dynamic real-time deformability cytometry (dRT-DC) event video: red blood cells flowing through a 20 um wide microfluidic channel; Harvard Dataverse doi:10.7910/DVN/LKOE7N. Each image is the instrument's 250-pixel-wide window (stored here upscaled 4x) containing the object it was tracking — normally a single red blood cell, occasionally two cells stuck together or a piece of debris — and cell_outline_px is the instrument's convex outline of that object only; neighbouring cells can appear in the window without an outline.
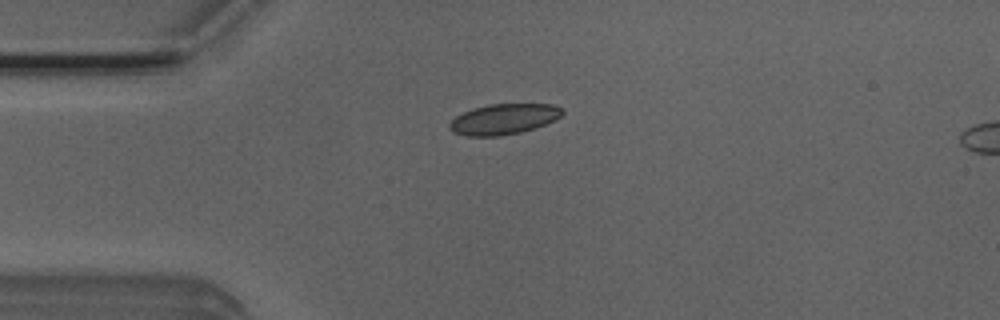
{"species": "Egyptian fruit bat (a non-hibernating species)", "species_latin": "Rousettus aegyptiacus", "temperature_condition": "room temperature", "stored_images_in_passage": 40, "camera_frame_rate_fps": 3000, "um_per_image_px": 0.085, "animal": {"sex": "male"}, "frame": {"image": 1, "passage_image": 1, "time_ms": 0.0, "image_size_px": [1000, 320], "cell_outline_px": [[564, 112], [556, 120], [536, 128], [520, 132], [500, 136], [468, 136], [452, 132], [448, 128], [448, 124], [456, 116], [472, 108], [488, 104], [552, 104], [564, 108]], "centroid_in_image_um": [42.83, 10.12], "position_along_channel_um": 42.2, "area_um2": 20.29}}
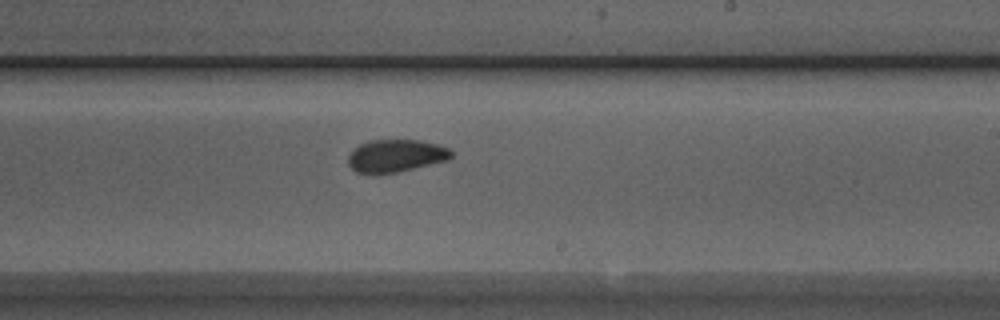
{"frame": {"image": 2, "passage_image": 19, "time_ms": 6.0, "image_size_px": [1000, 320], "cell_outline_px": [[452, 156], [448, 160], [396, 172], [376, 176], [356, 172], [348, 164], [348, 156], [352, 148], [368, 140], [420, 140], [436, 144], [448, 148], [452, 152]], "centroid_in_image_um": [33.58, 13.26], "position_along_channel_um": 255.4, "area_um2": 19.88}}
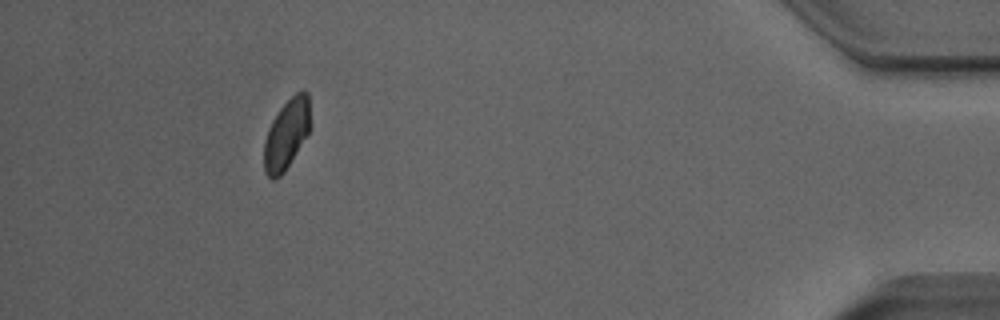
{"frame": {"image": 3, "passage_image": 36, "time_ms": 11.667, "image_size_px": [1000, 320], "cell_outline_px": [[308, 132], [284, 172], [276, 180], [272, 180], [264, 172], [264, 140], [268, 128], [272, 120], [280, 108], [296, 92], [304, 88], [308, 92]], "centroid_in_image_um": [24.31, 11.42], "position_along_channel_um": 410.9, "area_um2": 18.5}, "authors_computed_cell_mechanics": {"area_um2": 19.8543, "velocity_mm_per_s": 3.8953, "shape_relaxation_time_tau1_ms": null, "shape_relaxation_time_tau2_ms": 1.3093, "deformation_change_tau1": null, "deformation_change_tau2": 0.0552}}